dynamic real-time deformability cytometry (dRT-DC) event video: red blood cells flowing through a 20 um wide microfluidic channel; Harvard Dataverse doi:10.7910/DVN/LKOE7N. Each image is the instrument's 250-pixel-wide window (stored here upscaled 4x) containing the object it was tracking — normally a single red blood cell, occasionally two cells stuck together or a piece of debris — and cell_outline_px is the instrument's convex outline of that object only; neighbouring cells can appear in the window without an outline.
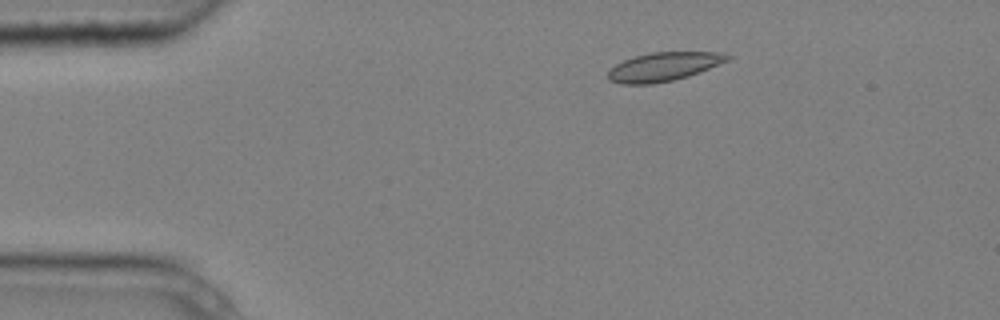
{"species": "common noctule bat (a hibernating species)", "species_latin": "Nyctalus noctula", "temperature_condition": "cold", "stored_images_in_passage": 9, "camera_frame_rate_fps": 3000, "um_per_image_px": 0.085, "animal": {"sex": "male", "body_mass_g": 20.4}, "frame": {"image": 1, "passage_image": 2, "time_ms": 0.333, "image_size_px": [1000, 320], "cell_outline_px": [[732, 56], [728, 60], [700, 72], [688, 76], [672, 80], [652, 84], [620, 84], [608, 80], [608, 72], [616, 64], [624, 60], [636, 56], [652, 52], [720, 52]], "centroid_in_image_um": [56.4, 5.67], "position_along_channel_um": 28.6, "area_um2": 19.83}}
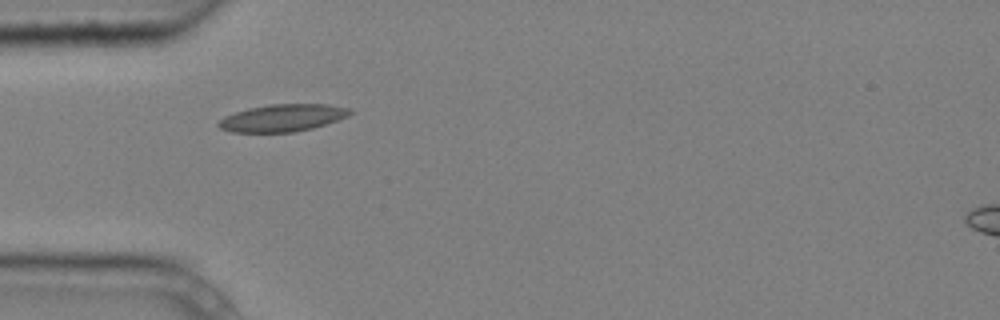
{"frame": {"image": 2, "passage_image": 4, "time_ms": 1.0, "image_size_px": [1000, 320], "cell_outline_px": [[356, 112], [348, 116], [312, 128], [296, 132], [232, 132], [220, 128], [216, 124], [224, 116], [248, 108], [268, 104], [328, 104], [352, 108]], "centroid_in_image_um": [24.05, 10.01], "position_along_channel_um": 61.0, "area_um2": 20.98}}
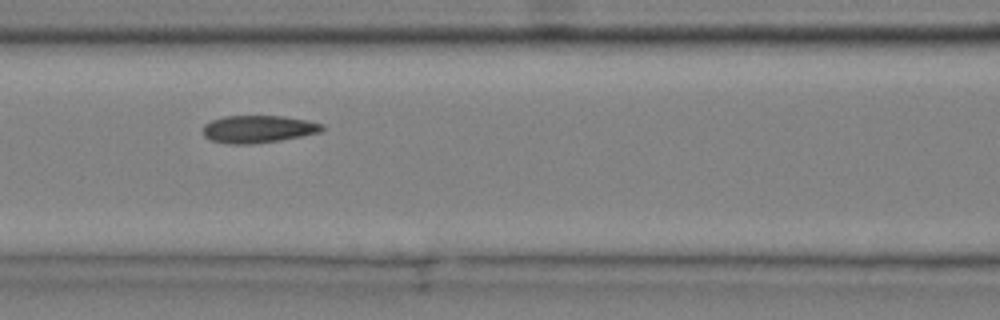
{"frame": {"image": 3, "passage_image": 6, "time_ms": 1.667, "image_size_px": [1000, 320], "cell_outline_px": [[324, 128], [320, 132], [280, 140], [252, 144], [228, 144], [212, 140], [204, 136], [204, 124], [212, 120], [224, 116], [284, 116], [308, 120], [324, 124]], "centroid_in_image_um": [21.96, 10.96], "position_along_channel_um": 144.6, "area_um2": 19.02}}